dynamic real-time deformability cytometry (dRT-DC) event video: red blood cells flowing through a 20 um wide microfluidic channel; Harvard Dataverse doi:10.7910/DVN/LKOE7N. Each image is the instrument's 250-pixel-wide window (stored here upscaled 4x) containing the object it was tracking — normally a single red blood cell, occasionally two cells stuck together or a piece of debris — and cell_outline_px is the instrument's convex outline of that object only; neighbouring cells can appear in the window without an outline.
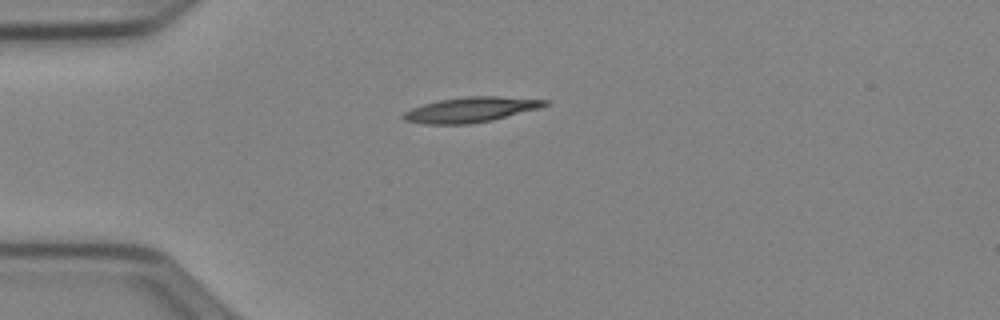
{"species": "Egyptian fruit bat (a non-hibernating species)", "species_latin": "Rousettus aegyptiacus", "temperature_condition": "cold", "stored_images_in_passage": 39, "camera_frame_rate_fps": 3000, "um_per_image_px": 0.085, "animal": {"sex": "female"}, "frame": {"image": 1, "passage_image": 1, "time_ms": 0.0, "image_size_px": [1000, 320], "cell_outline_px": [[548, 104], [540, 108], [492, 120], [468, 124], [424, 124], [404, 120], [400, 116], [404, 112], [412, 108], [424, 104], [440, 100], [464, 96], [500, 96], [548, 100]], "centroid_in_image_um": [40.0, 9.32], "position_along_channel_um": 45.0, "area_um2": 20.69}}
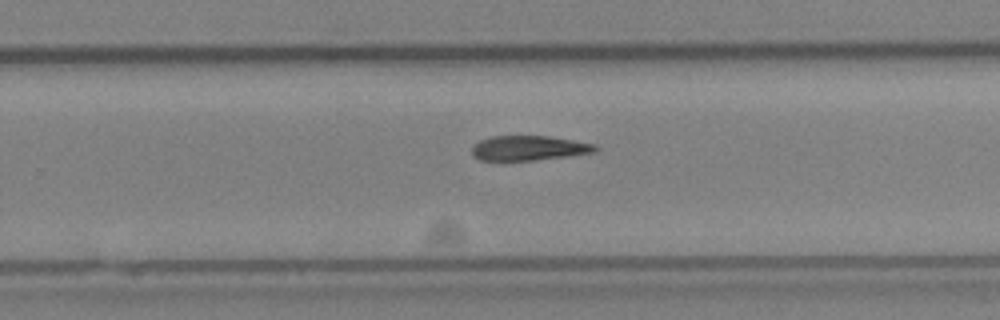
{"frame": {"image": 2, "passage_image": 21, "time_ms": 6.667, "image_size_px": [1000, 320], "cell_outline_px": [[600, 148], [596, 152], [568, 156], [532, 160], [480, 160], [472, 156], [472, 148], [480, 140], [492, 136], [548, 136], [596, 144]], "centroid_in_image_um": [44.98, 12.58], "position_along_channel_um": 284.8, "area_um2": 17.74}}
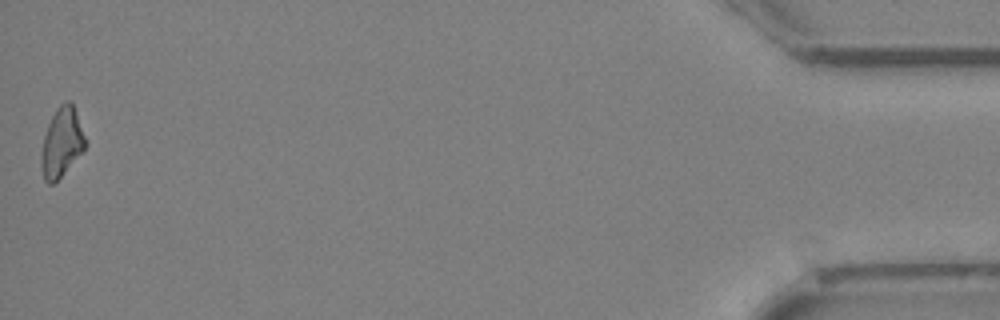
{"frame": {"image": 3, "passage_image": 39, "time_ms": 12.667, "image_size_px": [1000, 320], "cell_outline_px": [[88, 144], [60, 176], [52, 184], [48, 184], [44, 180], [40, 164], [40, 156], [44, 136], [48, 124], [56, 108], [64, 100], [68, 100], [72, 104], [76, 112], [88, 140]], "centroid_in_image_um": [5.24, 12.07], "position_along_channel_um": 430.0, "area_um2": 17.74}}